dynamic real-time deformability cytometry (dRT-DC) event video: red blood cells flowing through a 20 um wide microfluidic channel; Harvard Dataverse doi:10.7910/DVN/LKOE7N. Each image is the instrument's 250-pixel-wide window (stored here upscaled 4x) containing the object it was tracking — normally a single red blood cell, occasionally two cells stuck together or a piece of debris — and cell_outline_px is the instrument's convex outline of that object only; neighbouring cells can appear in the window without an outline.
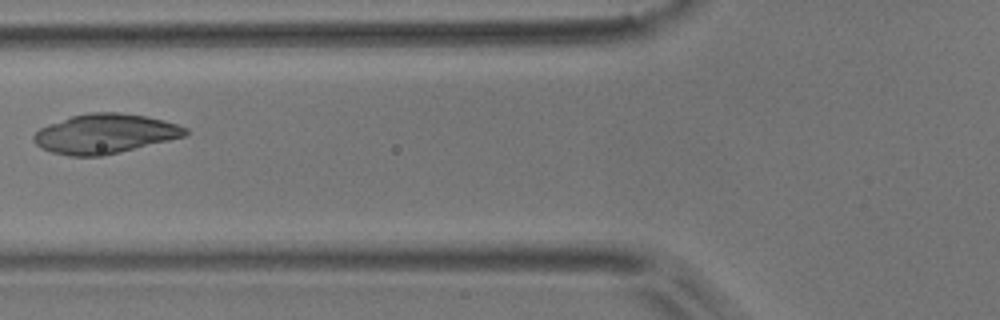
{"species": "common noctule bat (a hibernating species)", "species_latin": "Nyctalus noctula", "temperature_condition": "room temperature", "stored_images_in_passage": 7, "camera_frame_rate_fps": 3000, "um_per_image_px": 0.085, "animal": {"sex": "male", "body_mass_g": 17.9}, "frame": {"image": 1, "passage_image": 6, "time_ms": 1.667, "image_size_px": [1000, 320], "cell_outline_px": [[188, 132], [184, 136], [104, 156], [68, 156], [52, 152], [40, 148], [32, 140], [32, 136], [40, 128], [48, 124], [72, 116], [88, 112], [120, 112], [144, 116], [164, 120], [188, 128]], "centroid_in_image_um": [8.88, 11.37], "position_along_channel_um": 116.9, "area_um2": 34.85}}
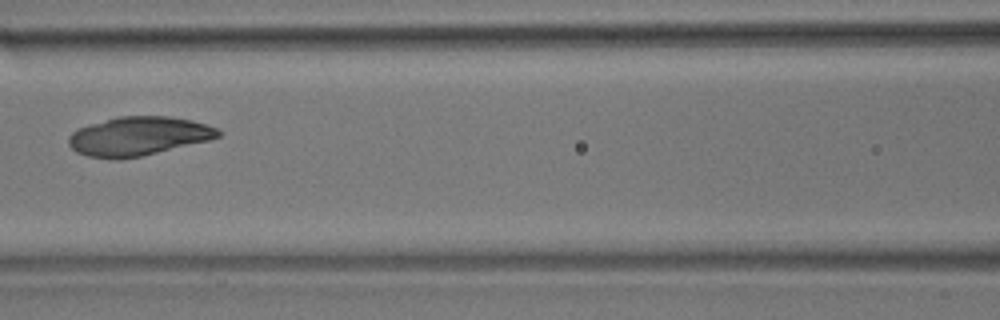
{"frame": {"image": 2, "passage_image": 7, "time_ms": 2.0, "image_size_px": [1000, 320], "cell_outline_px": [[220, 136], [208, 140], [140, 156], [120, 160], [112, 160], [88, 156], [76, 152], [68, 144], [68, 136], [72, 132], [80, 128], [92, 124], [120, 116], [168, 116], [192, 120], [216, 128], [220, 132]], "centroid_in_image_um": [11.72, 11.59], "position_along_channel_um": 154.9, "area_um2": 33.52}}